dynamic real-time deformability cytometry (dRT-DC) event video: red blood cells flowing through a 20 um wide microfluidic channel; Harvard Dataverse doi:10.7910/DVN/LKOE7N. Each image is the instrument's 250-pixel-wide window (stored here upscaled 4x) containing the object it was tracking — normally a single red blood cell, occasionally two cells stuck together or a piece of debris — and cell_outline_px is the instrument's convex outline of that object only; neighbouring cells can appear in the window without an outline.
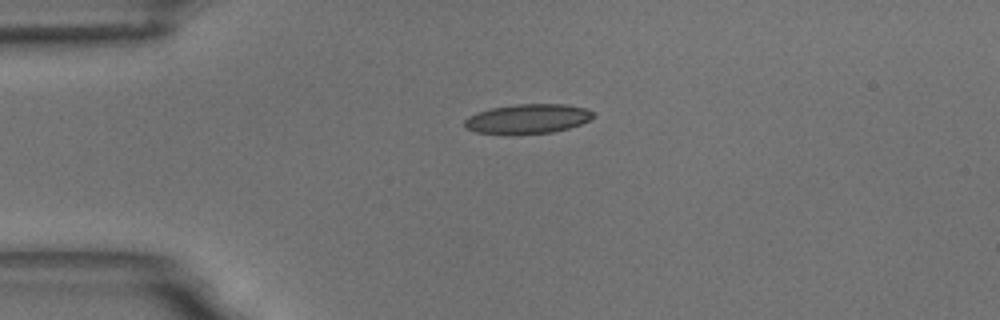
{"species": "common noctule bat (a hibernating species)", "species_latin": "Nyctalus noctula", "temperature_condition": "room temperature", "stored_images_in_passage": 38, "camera_frame_rate_fps": 3000, "um_per_image_px": 0.085, "animal": {"sex": "male", "body_mass_g": 18.8}, "frame": {"image": 1, "passage_image": 1, "time_ms": 0.0, "image_size_px": [1000, 320], "cell_outline_px": [[596, 112], [588, 120], [580, 124], [568, 128], [552, 132], [476, 132], [464, 128], [464, 120], [468, 116], [492, 108], [516, 104], [568, 104], [588, 108]], "centroid_in_image_um": [44.9, 10.06], "position_along_channel_um": 40.1, "area_um2": 21.5}}
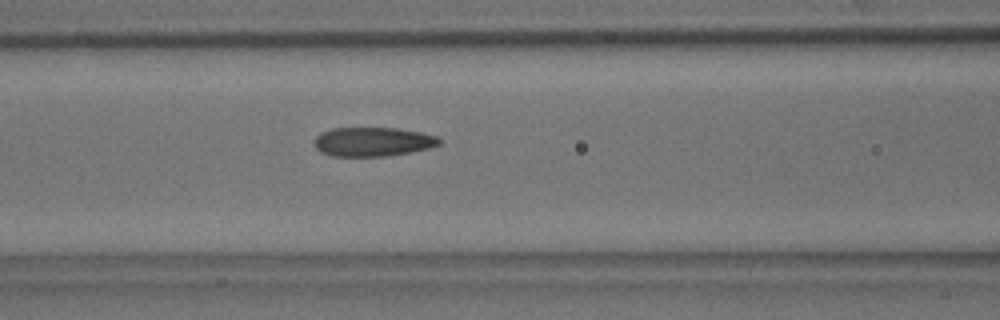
{"frame": {"image": 2, "passage_image": 11, "time_ms": 3.333, "image_size_px": [1000, 320], "cell_outline_px": [[444, 140], [440, 144], [428, 148], [408, 152], [384, 156], [332, 156], [320, 152], [316, 148], [312, 140], [320, 132], [332, 128], [396, 128], [420, 132], [436, 136]], "centroid_in_image_um": [31.65, 12.04], "position_along_channel_um": 135.0, "area_um2": 21.27}}
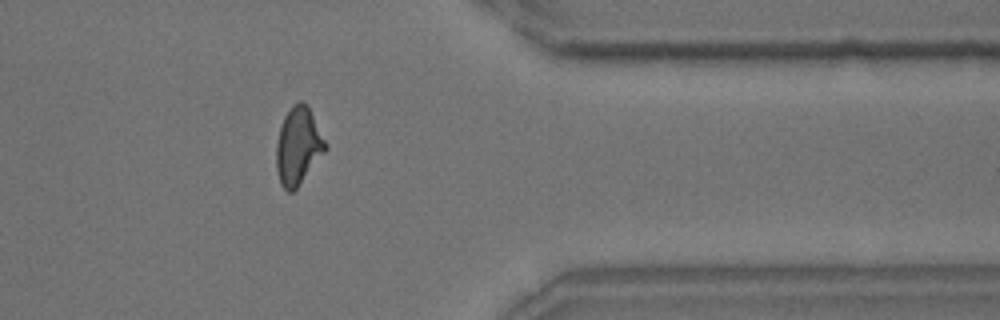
{"frame": {"image": 3, "passage_image": 33, "time_ms": 10.667, "image_size_px": [1000, 320], "cell_outline_px": [[328, 148], [296, 188], [292, 192], [288, 192], [280, 184], [276, 168], [276, 144], [280, 128], [284, 116], [292, 104], [300, 100], [304, 100], [308, 104], [328, 144]], "centroid_in_image_um": [25.36, 12.36], "position_along_channel_um": 386.0, "area_um2": 22.37}, "authors_computed_cell_mechanics": {"area_um2": 21.5305, "velocity_mm_per_s": 3.6233, "shape_relaxation_time_tau1_ms": 7.5215, "shape_relaxation_time_tau2_ms": 2.114, "deformation_change_tau1": 0.1902, "deformation_change_tau2": 0.0974}}